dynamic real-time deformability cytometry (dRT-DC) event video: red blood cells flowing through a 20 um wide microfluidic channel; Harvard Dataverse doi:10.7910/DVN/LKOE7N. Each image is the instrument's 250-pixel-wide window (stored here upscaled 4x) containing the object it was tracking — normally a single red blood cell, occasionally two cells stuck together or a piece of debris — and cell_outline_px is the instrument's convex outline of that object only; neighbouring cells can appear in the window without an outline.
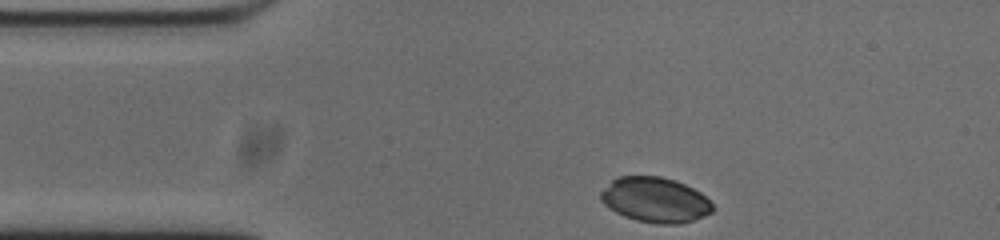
{"species": "common noctule bat (a hibernating species)", "species_latin": "Nyctalus noctula", "temperature_condition": "cold", "stored_images_in_passage": 34, "camera_frame_rate_fps": 3000, "um_per_image_px": 0.085, "animal": {"sex": "male", "body_mass_g": 20.0, "forearm_length_mm": 53.3}, "frame": {"image": 1, "passage_image": 1, "time_ms": 0.0, "image_size_px": [1000, 240], "cell_outline_px": [[716, 208], [712, 212], [704, 216], [680, 224], [660, 224], [636, 220], [624, 216], [608, 208], [600, 200], [600, 192], [612, 180], [620, 176], [660, 176], [676, 180], [700, 192]], "centroid_in_image_um": [55.68, 16.99], "position_along_channel_um": 29.3, "area_um2": 29.42}}
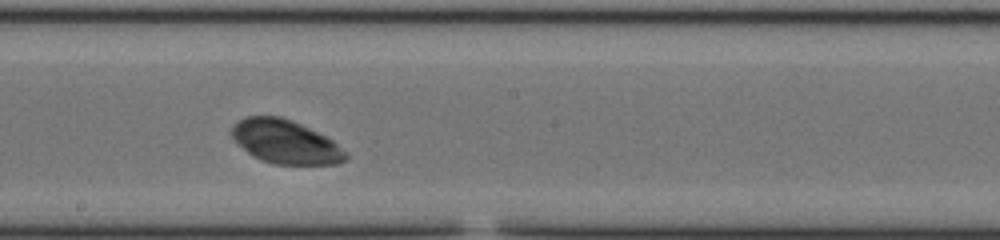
{"frame": {"image": 2, "passage_image": 20, "time_ms": 6.333, "image_size_px": [1000, 240], "cell_outline_px": [[348, 160], [336, 164], [272, 164], [260, 160], [252, 156], [236, 144], [232, 140], [232, 124], [244, 116], [280, 116], [292, 120], [332, 140], [348, 156]], "centroid_in_image_um": [24.19, 12.06], "position_along_channel_um": 224.0, "area_um2": 29.02}}
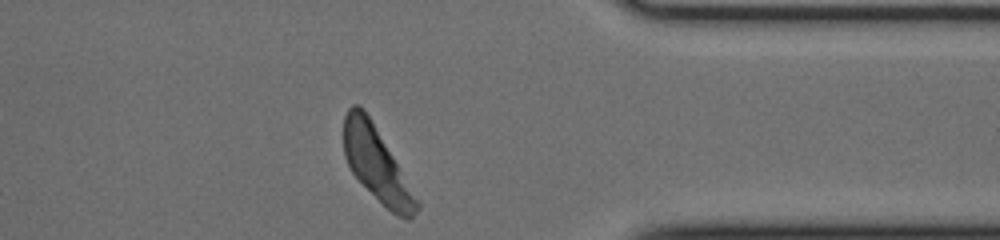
{"frame": {"image": 3, "passage_image": 34, "time_ms": 11.0, "image_size_px": [1000, 240], "cell_outline_px": [[420, 208], [408, 220], [396, 216], [352, 172], [344, 156], [344, 116], [348, 108], [352, 104], [360, 104], [364, 108], [420, 200]], "centroid_in_image_um": [32.04, 13.94], "position_along_channel_um": 379.4, "area_um2": 30.92}}